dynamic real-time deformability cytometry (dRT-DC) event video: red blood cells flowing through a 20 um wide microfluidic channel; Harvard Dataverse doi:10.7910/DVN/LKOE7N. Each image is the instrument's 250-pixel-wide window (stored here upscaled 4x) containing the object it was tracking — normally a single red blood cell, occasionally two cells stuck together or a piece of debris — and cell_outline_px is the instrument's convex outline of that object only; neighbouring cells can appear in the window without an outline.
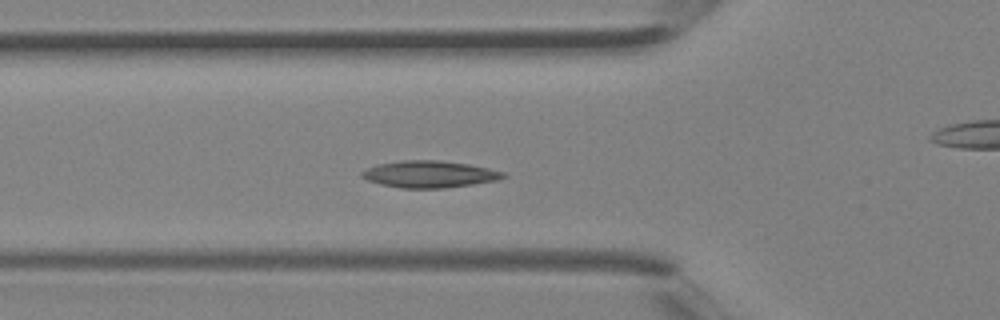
{"species": "Egyptian fruit bat (a non-hibernating species)", "species_latin": "Rousettus aegyptiacus", "temperature_condition": "room temperature", "stored_images_in_passage": 39, "camera_frame_rate_fps": 3000, "um_per_image_px": 0.085, "animal": {"sex": "female"}, "frame": {"image": 1, "passage_image": 12, "time_ms": 3.667, "image_size_px": [1000, 320], "cell_outline_px": [[508, 176], [500, 180], [444, 188], [400, 188], [380, 184], [368, 180], [360, 176], [360, 172], [364, 168], [376, 164], [400, 160], [440, 160], [468, 164], [488, 168], [504, 172]], "centroid_in_image_um": [36.47, 14.8], "position_along_channel_um": 89.3, "area_um2": 22.37}}
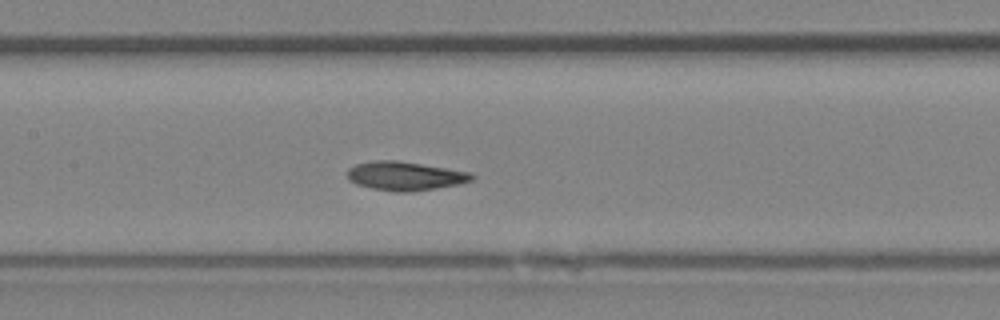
{"frame": {"image": 2, "passage_image": 17, "time_ms": 5.333, "image_size_px": [1000, 320], "cell_outline_px": [[476, 176], [472, 180], [460, 184], [412, 192], [396, 192], [372, 188], [356, 184], [348, 180], [348, 168], [356, 164], [372, 160], [396, 160], [468, 172]], "centroid_in_image_um": [34.4, 14.96], "position_along_channel_um": 173.0, "area_um2": 20.81}}
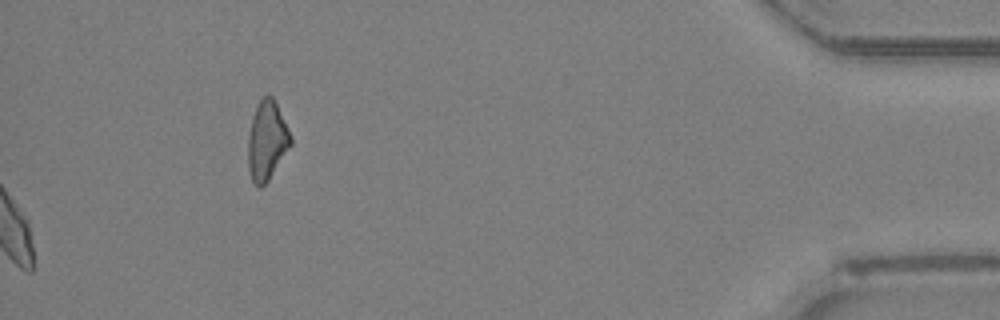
{"frame": {"image": 3, "passage_image": 39, "time_ms": 12.667, "image_size_px": [1000, 320], "cell_outline_px": [[292, 144], [268, 180], [260, 188], [252, 180], [248, 168], [248, 136], [252, 116], [256, 104], [268, 92], [272, 96], [292, 136]], "centroid_in_image_um": [22.68, 11.92], "position_along_channel_um": 412.5, "area_um2": 19.59}}